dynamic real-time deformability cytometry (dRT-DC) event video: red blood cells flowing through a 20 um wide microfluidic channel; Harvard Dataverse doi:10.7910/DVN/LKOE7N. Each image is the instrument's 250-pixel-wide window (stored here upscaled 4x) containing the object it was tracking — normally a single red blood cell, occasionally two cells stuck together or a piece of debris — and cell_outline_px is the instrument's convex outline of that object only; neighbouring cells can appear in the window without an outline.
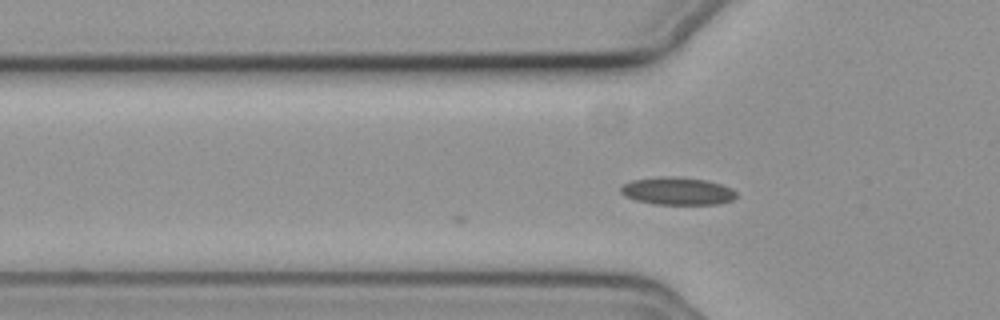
{"species": "common noctule bat (a hibernating species)", "species_latin": "Nyctalus noctula", "temperature_condition": "cold", "stored_images_in_passage": 3, "camera_frame_rate_fps": 3000, "um_per_image_px": 0.085, "animal": {"sex": "female", "body_mass_g": 19.3, "forearm_length_mm": 54.1}, "frame": {"image": 1, "passage_image": 3, "time_ms": 0.667, "image_size_px": [1000, 320], "cell_outline_px": [[736, 196], [732, 200], [716, 204], [652, 204], [636, 200], [624, 196], [620, 192], [620, 188], [624, 184], [632, 180], [656, 176], [676, 176], [704, 180], [720, 184], [732, 188], [736, 192]], "centroid_in_image_um": [57.54, 16.23], "position_along_channel_um": 68.3, "area_um2": 18.67}}